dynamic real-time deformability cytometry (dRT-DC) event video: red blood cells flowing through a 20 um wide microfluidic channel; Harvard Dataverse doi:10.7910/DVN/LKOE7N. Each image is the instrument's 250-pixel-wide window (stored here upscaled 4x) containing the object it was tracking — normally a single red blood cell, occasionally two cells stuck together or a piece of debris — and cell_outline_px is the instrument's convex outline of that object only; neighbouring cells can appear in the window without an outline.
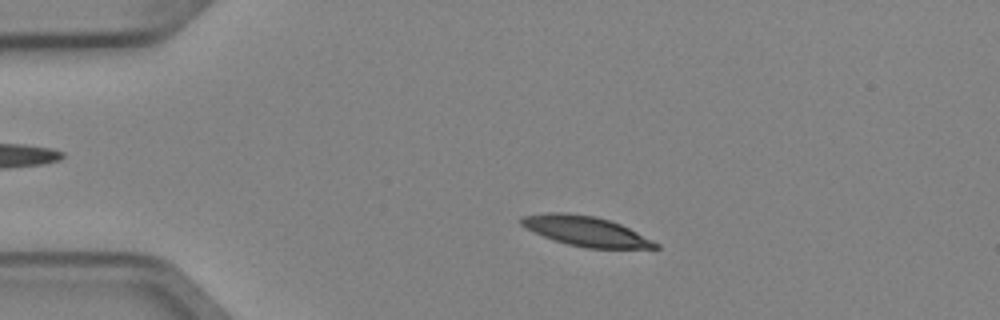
{"species": "Egyptian fruit bat (a non-hibernating species)", "species_latin": "Rousettus aegyptiacus", "temperature_condition": "cold", "stored_images_in_passage": 3, "camera_frame_rate_fps": 3000, "um_per_image_px": 0.085, "animal": {"sex": "female"}, "frame": {"image": 1, "passage_image": 2, "time_ms": 0.333, "image_size_px": [1000, 320], "cell_outline_px": [[660, 248], [588, 248], [568, 244], [552, 240], [520, 224], [520, 220], [524, 216], [544, 212], [564, 212], [596, 216], [620, 224], [660, 244]], "centroid_in_image_um": [49.79, 19.64], "position_along_channel_um": 35.2, "area_um2": 23.06}}